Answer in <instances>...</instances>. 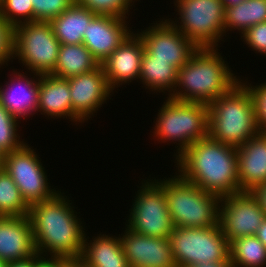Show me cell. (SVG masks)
Segmentation results:
<instances>
[{
	"mask_svg": "<svg viewBox=\"0 0 266 267\" xmlns=\"http://www.w3.org/2000/svg\"><path fill=\"white\" fill-rule=\"evenodd\" d=\"M97 15L74 2L67 10L52 19L50 24L60 44H82L84 31Z\"/></svg>",
	"mask_w": 266,
	"mask_h": 267,
	"instance_id": "23",
	"label": "cell"
},
{
	"mask_svg": "<svg viewBox=\"0 0 266 267\" xmlns=\"http://www.w3.org/2000/svg\"><path fill=\"white\" fill-rule=\"evenodd\" d=\"M38 112L45 117L68 118L72 122V104L68 79L42 74L39 79Z\"/></svg>",
	"mask_w": 266,
	"mask_h": 267,
	"instance_id": "21",
	"label": "cell"
},
{
	"mask_svg": "<svg viewBox=\"0 0 266 267\" xmlns=\"http://www.w3.org/2000/svg\"><path fill=\"white\" fill-rule=\"evenodd\" d=\"M67 260L61 258H44L36 254V267H61Z\"/></svg>",
	"mask_w": 266,
	"mask_h": 267,
	"instance_id": "36",
	"label": "cell"
},
{
	"mask_svg": "<svg viewBox=\"0 0 266 267\" xmlns=\"http://www.w3.org/2000/svg\"><path fill=\"white\" fill-rule=\"evenodd\" d=\"M33 21L50 22L67 10L75 0H31Z\"/></svg>",
	"mask_w": 266,
	"mask_h": 267,
	"instance_id": "32",
	"label": "cell"
},
{
	"mask_svg": "<svg viewBox=\"0 0 266 267\" xmlns=\"http://www.w3.org/2000/svg\"><path fill=\"white\" fill-rule=\"evenodd\" d=\"M88 239V240H87ZM85 235L81 258L87 267H130L119 236L100 234L89 240ZM89 241V242H88Z\"/></svg>",
	"mask_w": 266,
	"mask_h": 267,
	"instance_id": "22",
	"label": "cell"
},
{
	"mask_svg": "<svg viewBox=\"0 0 266 267\" xmlns=\"http://www.w3.org/2000/svg\"><path fill=\"white\" fill-rule=\"evenodd\" d=\"M265 218V212L251 192L220 199L218 224L229 243L236 238L256 235Z\"/></svg>",
	"mask_w": 266,
	"mask_h": 267,
	"instance_id": "12",
	"label": "cell"
},
{
	"mask_svg": "<svg viewBox=\"0 0 266 267\" xmlns=\"http://www.w3.org/2000/svg\"><path fill=\"white\" fill-rule=\"evenodd\" d=\"M244 83L249 87L252 98L255 103L257 122L262 133H266V81L259 85H252L249 82Z\"/></svg>",
	"mask_w": 266,
	"mask_h": 267,
	"instance_id": "35",
	"label": "cell"
},
{
	"mask_svg": "<svg viewBox=\"0 0 266 267\" xmlns=\"http://www.w3.org/2000/svg\"><path fill=\"white\" fill-rule=\"evenodd\" d=\"M184 267H232L231 261H215V262H205L200 264H191Z\"/></svg>",
	"mask_w": 266,
	"mask_h": 267,
	"instance_id": "38",
	"label": "cell"
},
{
	"mask_svg": "<svg viewBox=\"0 0 266 267\" xmlns=\"http://www.w3.org/2000/svg\"><path fill=\"white\" fill-rule=\"evenodd\" d=\"M6 267H36V254L28 259L9 263Z\"/></svg>",
	"mask_w": 266,
	"mask_h": 267,
	"instance_id": "39",
	"label": "cell"
},
{
	"mask_svg": "<svg viewBox=\"0 0 266 267\" xmlns=\"http://www.w3.org/2000/svg\"><path fill=\"white\" fill-rule=\"evenodd\" d=\"M26 72L13 69L10 75L8 74L10 79L4 81L7 82L4 83L5 86L0 84V104L13 117L19 120L24 118L23 121L38 113L39 79L41 76L33 72L31 75L33 77H28Z\"/></svg>",
	"mask_w": 266,
	"mask_h": 267,
	"instance_id": "17",
	"label": "cell"
},
{
	"mask_svg": "<svg viewBox=\"0 0 266 267\" xmlns=\"http://www.w3.org/2000/svg\"><path fill=\"white\" fill-rule=\"evenodd\" d=\"M166 98L151 132L158 143H176V160L191 144L208 136L209 105Z\"/></svg>",
	"mask_w": 266,
	"mask_h": 267,
	"instance_id": "6",
	"label": "cell"
},
{
	"mask_svg": "<svg viewBox=\"0 0 266 267\" xmlns=\"http://www.w3.org/2000/svg\"><path fill=\"white\" fill-rule=\"evenodd\" d=\"M64 195L58 191L48 200L31 204L28 217L37 253L44 258L78 260L87 234L75 204Z\"/></svg>",
	"mask_w": 266,
	"mask_h": 267,
	"instance_id": "1",
	"label": "cell"
},
{
	"mask_svg": "<svg viewBox=\"0 0 266 267\" xmlns=\"http://www.w3.org/2000/svg\"><path fill=\"white\" fill-rule=\"evenodd\" d=\"M119 238L130 267H176L169 238L138 234L126 226Z\"/></svg>",
	"mask_w": 266,
	"mask_h": 267,
	"instance_id": "15",
	"label": "cell"
},
{
	"mask_svg": "<svg viewBox=\"0 0 266 267\" xmlns=\"http://www.w3.org/2000/svg\"><path fill=\"white\" fill-rule=\"evenodd\" d=\"M223 2L224 7H231L234 5H237L240 2H243L245 0H221Z\"/></svg>",
	"mask_w": 266,
	"mask_h": 267,
	"instance_id": "42",
	"label": "cell"
},
{
	"mask_svg": "<svg viewBox=\"0 0 266 267\" xmlns=\"http://www.w3.org/2000/svg\"><path fill=\"white\" fill-rule=\"evenodd\" d=\"M100 64L91 51L82 44H60L58 59L51 75L68 79L96 69Z\"/></svg>",
	"mask_w": 266,
	"mask_h": 267,
	"instance_id": "25",
	"label": "cell"
},
{
	"mask_svg": "<svg viewBox=\"0 0 266 267\" xmlns=\"http://www.w3.org/2000/svg\"><path fill=\"white\" fill-rule=\"evenodd\" d=\"M37 254L28 216H0V261L7 265Z\"/></svg>",
	"mask_w": 266,
	"mask_h": 267,
	"instance_id": "19",
	"label": "cell"
},
{
	"mask_svg": "<svg viewBox=\"0 0 266 267\" xmlns=\"http://www.w3.org/2000/svg\"><path fill=\"white\" fill-rule=\"evenodd\" d=\"M240 38L255 53L266 56V21L250 27Z\"/></svg>",
	"mask_w": 266,
	"mask_h": 267,
	"instance_id": "33",
	"label": "cell"
},
{
	"mask_svg": "<svg viewBox=\"0 0 266 267\" xmlns=\"http://www.w3.org/2000/svg\"><path fill=\"white\" fill-rule=\"evenodd\" d=\"M3 160H4V155L0 151V169L3 168Z\"/></svg>",
	"mask_w": 266,
	"mask_h": 267,
	"instance_id": "43",
	"label": "cell"
},
{
	"mask_svg": "<svg viewBox=\"0 0 266 267\" xmlns=\"http://www.w3.org/2000/svg\"><path fill=\"white\" fill-rule=\"evenodd\" d=\"M266 21V0H245L225 8L224 33L239 32L241 36L250 27Z\"/></svg>",
	"mask_w": 266,
	"mask_h": 267,
	"instance_id": "26",
	"label": "cell"
},
{
	"mask_svg": "<svg viewBox=\"0 0 266 267\" xmlns=\"http://www.w3.org/2000/svg\"><path fill=\"white\" fill-rule=\"evenodd\" d=\"M72 104V123L88 122L109 100L114 91L109 87L101 64L94 70L68 78Z\"/></svg>",
	"mask_w": 266,
	"mask_h": 267,
	"instance_id": "14",
	"label": "cell"
},
{
	"mask_svg": "<svg viewBox=\"0 0 266 267\" xmlns=\"http://www.w3.org/2000/svg\"><path fill=\"white\" fill-rule=\"evenodd\" d=\"M31 0H0V16L11 26L33 22Z\"/></svg>",
	"mask_w": 266,
	"mask_h": 267,
	"instance_id": "30",
	"label": "cell"
},
{
	"mask_svg": "<svg viewBox=\"0 0 266 267\" xmlns=\"http://www.w3.org/2000/svg\"><path fill=\"white\" fill-rule=\"evenodd\" d=\"M251 194L259 202L261 209L265 212L266 215V183L255 187Z\"/></svg>",
	"mask_w": 266,
	"mask_h": 267,
	"instance_id": "37",
	"label": "cell"
},
{
	"mask_svg": "<svg viewBox=\"0 0 266 267\" xmlns=\"http://www.w3.org/2000/svg\"><path fill=\"white\" fill-rule=\"evenodd\" d=\"M27 144L21 149L5 154L3 168L19 188L25 202L30 206L52 198L59 190H56L55 187L51 188L45 165L42 164L36 150Z\"/></svg>",
	"mask_w": 266,
	"mask_h": 267,
	"instance_id": "11",
	"label": "cell"
},
{
	"mask_svg": "<svg viewBox=\"0 0 266 267\" xmlns=\"http://www.w3.org/2000/svg\"><path fill=\"white\" fill-rule=\"evenodd\" d=\"M173 2L179 18L167 20L198 48H219L220 41L225 42V7L221 0Z\"/></svg>",
	"mask_w": 266,
	"mask_h": 267,
	"instance_id": "7",
	"label": "cell"
},
{
	"mask_svg": "<svg viewBox=\"0 0 266 267\" xmlns=\"http://www.w3.org/2000/svg\"><path fill=\"white\" fill-rule=\"evenodd\" d=\"M144 43L133 31L110 56L101 63L109 87L116 88L139 81Z\"/></svg>",
	"mask_w": 266,
	"mask_h": 267,
	"instance_id": "18",
	"label": "cell"
},
{
	"mask_svg": "<svg viewBox=\"0 0 266 267\" xmlns=\"http://www.w3.org/2000/svg\"><path fill=\"white\" fill-rule=\"evenodd\" d=\"M260 132L255 103L243 79L209 104L210 138L237 148Z\"/></svg>",
	"mask_w": 266,
	"mask_h": 267,
	"instance_id": "4",
	"label": "cell"
},
{
	"mask_svg": "<svg viewBox=\"0 0 266 267\" xmlns=\"http://www.w3.org/2000/svg\"><path fill=\"white\" fill-rule=\"evenodd\" d=\"M177 75L178 70L169 61L152 60V55L144 48L139 81L145 90L157 95L169 92V97L175 89Z\"/></svg>",
	"mask_w": 266,
	"mask_h": 267,
	"instance_id": "24",
	"label": "cell"
},
{
	"mask_svg": "<svg viewBox=\"0 0 266 267\" xmlns=\"http://www.w3.org/2000/svg\"><path fill=\"white\" fill-rule=\"evenodd\" d=\"M20 123L0 104V151L3 155L21 149L26 144L27 141L22 140L18 133Z\"/></svg>",
	"mask_w": 266,
	"mask_h": 267,
	"instance_id": "29",
	"label": "cell"
},
{
	"mask_svg": "<svg viewBox=\"0 0 266 267\" xmlns=\"http://www.w3.org/2000/svg\"><path fill=\"white\" fill-rule=\"evenodd\" d=\"M59 47L50 22L33 21L14 26L13 59L25 65L29 75L50 74L57 64Z\"/></svg>",
	"mask_w": 266,
	"mask_h": 267,
	"instance_id": "8",
	"label": "cell"
},
{
	"mask_svg": "<svg viewBox=\"0 0 266 267\" xmlns=\"http://www.w3.org/2000/svg\"><path fill=\"white\" fill-rule=\"evenodd\" d=\"M136 198L132 200L127 228L138 234L155 238H169L174 224L169 214L165 191L153 180L143 179Z\"/></svg>",
	"mask_w": 266,
	"mask_h": 267,
	"instance_id": "10",
	"label": "cell"
},
{
	"mask_svg": "<svg viewBox=\"0 0 266 267\" xmlns=\"http://www.w3.org/2000/svg\"><path fill=\"white\" fill-rule=\"evenodd\" d=\"M217 50L220 51L218 48H199L178 69L176 86L169 98L209 105L240 82L241 78L234 74Z\"/></svg>",
	"mask_w": 266,
	"mask_h": 267,
	"instance_id": "3",
	"label": "cell"
},
{
	"mask_svg": "<svg viewBox=\"0 0 266 267\" xmlns=\"http://www.w3.org/2000/svg\"><path fill=\"white\" fill-rule=\"evenodd\" d=\"M237 166L241 192L266 183V133L260 132L237 147Z\"/></svg>",
	"mask_w": 266,
	"mask_h": 267,
	"instance_id": "20",
	"label": "cell"
},
{
	"mask_svg": "<svg viewBox=\"0 0 266 267\" xmlns=\"http://www.w3.org/2000/svg\"><path fill=\"white\" fill-rule=\"evenodd\" d=\"M175 174L163 180L154 178L165 191L174 227L202 228L218 224L221 198Z\"/></svg>",
	"mask_w": 266,
	"mask_h": 267,
	"instance_id": "5",
	"label": "cell"
},
{
	"mask_svg": "<svg viewBox=\"0 0 266 267\" xmlns=\"http://www.w3.org/2000/svg\"><path fill=\"white\" fill-rule=\"evenodd\" d=\"M0 267H6V265L0 261Z\"/></svg>",
	"mask_w": 266,
	"mask_h": 267,
	"instance_id": "44",
	"label": "cell"
},
{
	"mask_svg": "<svg viewBox=\"0 0 266 267\" xmlns=\"http://www.w3.org/2000/svg\"><path fill=\"white\" fill-rule=\"evenodd\" d=\"M14 27L0 16V68L13 62Z\"/></svg>",
	"mask_w": 266,
	"mask_h": 267,
	"instance_id": "34",
	"label": "cell"
},
{
	"mask_svg": "<svg viewBox=\"0 0 266 267\" xmlns=\"http://www.w3.org/2000/svg\"><path fill=\"white\" fill-rule=\"evenodd\" d=\"M266 247V218L263 220L262 224L258 228V231L255 235Z\"/></svg>",
	"mask_w": 266,
	"mask_h": 267,
	"instance_id": "40",
	"label": "cell"
},
{
	"mask_svg": "<svg viewBox=\"0 0 266 267\" xmlns=\"http://www.w3.org/2000/svg\"><path fill=\"white\" fill-rule=\"evenodd\" d=\"M232 267L266 266V247L255 236L236 238L230 242Z\"/></svg>",
	"mask_w": 266,
	"mask_h": 267,
	"instance_id": "27",
	"label": "cell"
},
{
	"mask_svg": "<svg viewBox=\"0 0 266 267\" xmlns=\"http://www.w3.org/2000/svg\"><path fill=\"white\" fill-rule=\"evenodd\" d=\"M127 19L98 14L88 24L83 34V44L91 51L99 64L105 61L133 32Z\"/></svg>",
	"mask_w": 266,
	"mask_h": 267,
	"instance_id": "16",
	"label": "cell"
},
{
	"mask_svg": "<svg viewBox=\"0 0 266 267\" xmlns=\"http://www.w3.org/2000/svg\"><path fill=\"white\" fill-rule=\"evenodd\" d=\"M61 267H82V262L78 260H67Z\"/></svg>",
	"mask_w": 266,
	"mask_h": 267,
	"instance_id": "41",
	"label": "cell"
},
{
	"mask_svg": "<svg viewBox=\"0 0 266 267\" xmlns=\"http://www.w3.org/2000/svg\"><path fill=\"white\" fill-rule=\"evenodd\" d=\"M29 205L4 168L0 169V216H28Z\"/></svg>",
	"mask_w": 266,
	"mask_h": 267,
	"instance_id": "28",
	"label": "cell"
},
{
	"mask_svg": "<svg viewBox=\"0 0 266 267\" xmlns=\"http://www.w3.org/2000/svg\"><path fill=\"white\" fill-rule=\"evenodd\" d=\"M138 0H75L81 6L100 15H113L129 18L130 9L135 8ZM140 1V0H139ZM133 6V7H132Z\"/></svg>",
	"mask_w": 266,
	"mask_h": 267,
	"instance_id": "31",
	"label": "cell"
},
{
	"mask_svg": "<svg viewBox=\"0 0 266 267\" xmlns=\"http://www.w3.org/2000/svg\"><path fill=\"white\" fill-rule=\"evenodd\" d=\"M186 181L220 198L240 193L237 148L209 136L191 144L175 161Z\"/></svg>",
	"mask_w": 266,
	"mask_h": 267,
	"instance_id": "2",
	"label": "cell"
},
{
	"mask_svg": "<svg viewBox=\"0 0 266 267\" xmlns=\"http://www.w3.org/2000/svg\"><path fill=\"white\" fill-rule=\"evenodd\" d=\"M176 267L230 261V243L219 224L210 227H175L169 237Z\"/></svg>",
	"mask_w": 266,
	"mask_h": 267,
	"instance_id": "9",
	"label": "cell"
},
{
	"mask_svg": "<svg viewBox=\"0 0 266 267\" xmlns=\"http://www.w3.org/2000/svg\"><path fill=\"white\" fill-rule=\"evenodd\" d=\"M155 22L136 32L152 60L169 61L178 70L199 48L166 18Z\"/></svg>",
	"mask_w": 266,
	"mask_h": 267,
	"instance_id": "13",
	"label": "cell"
}]
</instances>
